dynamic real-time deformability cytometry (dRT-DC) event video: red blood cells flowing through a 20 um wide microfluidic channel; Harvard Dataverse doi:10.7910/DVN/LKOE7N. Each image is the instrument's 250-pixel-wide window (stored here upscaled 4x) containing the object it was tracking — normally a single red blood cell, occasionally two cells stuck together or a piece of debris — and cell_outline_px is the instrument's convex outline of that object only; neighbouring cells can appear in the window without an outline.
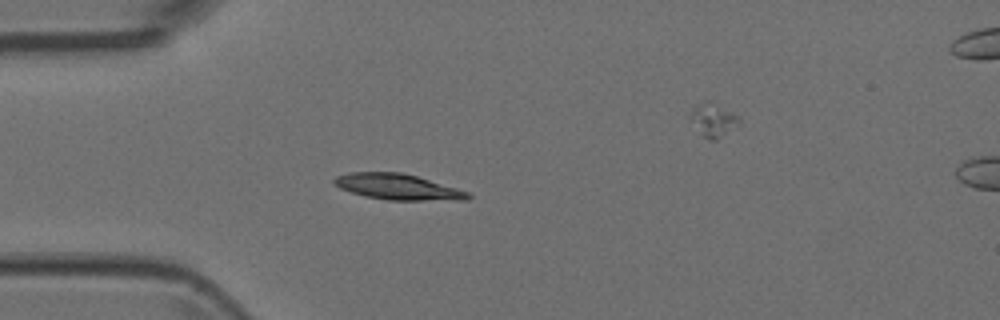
{"species": "Egyptian fruit bat (a non-hibernating species)", "species_latin": "Rousettus aegyptiacus", "temperature_condition": "room temperature", "stored_images_in_passage": 5, "camera_frame_rate_fps": 3000, "um_per_image_px": 0.085, "animal": {"sex": "female"}, "frame": {"image": 1, "passage_image": 4, "time_ms": 1.0, "image_size_px": [1000, 320], "cell_outline_px": [[472, 196], [468, 200], [388, 200], [364, 196], [340, 188], [332, 184], [332, 180], [336, 176], [352, 172], [400, 172], [416, 176], [456, 188], [468, 192]], "centroid_in_image_um": [33.78, 15.88], "position_along_channel_um": 51.2, "area_um2": 20.0}}